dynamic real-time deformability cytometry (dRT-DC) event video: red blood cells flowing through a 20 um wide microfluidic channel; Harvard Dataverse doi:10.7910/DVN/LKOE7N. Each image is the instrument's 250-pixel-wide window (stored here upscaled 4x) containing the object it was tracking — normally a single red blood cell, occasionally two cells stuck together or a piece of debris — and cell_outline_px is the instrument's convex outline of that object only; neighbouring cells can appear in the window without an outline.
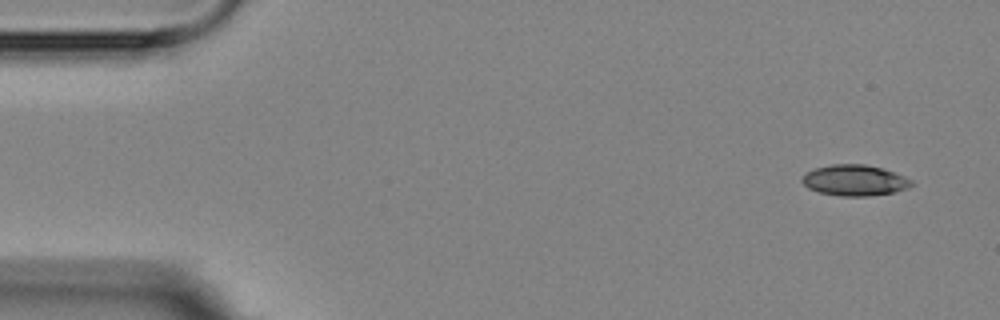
{"species": "Egyptian fruit bat (a non-hibernating species)", "species_latin": "Rousettus aegyptiacus", "temperature_condition": "room temperature", "stored_images_in_passage": 8, "camera_frame_rate_fps": 3000, "um_per_image_px": 0.085, "animal": {"sex": "female"}, "frame": {"image": 1, "passage_image": 1, "time_ms": 0.0, "image_size_px": [1000, 320], "cell_outline_px": [[916, 184], [908, 188], [896, 192], [868, 196], [840, 196], [820, 192], [808, 188], [800, 180], [804, 172], [816, 168], [832, 164], [864, 164], [884, 168], [904, 176], [912, 180]], "centroid_in_image_um": [72.67, 15.32], "position_along_channel_um": 12.3, "area_um2": 19.94}}
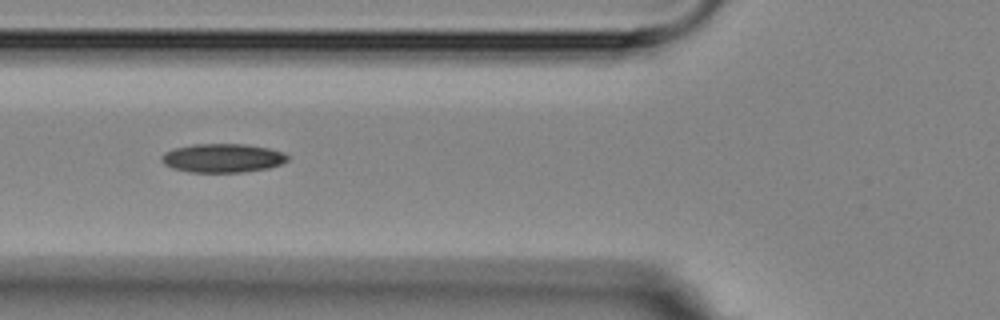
{"frame": {"image": 2, "passage_image": 6, "time_ms": 5.667, "image_size_px": [1000, 320], "cell_outline_px": [[288, 160], [280, 164], [268, 168], [244, 172], [188, 172], [172, 168], [164, 164], [160, 160], [160, 156], [164, 152], [176, 148], [196, 144], [244, 144], [268, 148], [284, 152], [288, 156]], "centroid_in_image_um": [18.9, 13.44], "position_along_channel_um": 106.9, "area_um2": 21.15}}
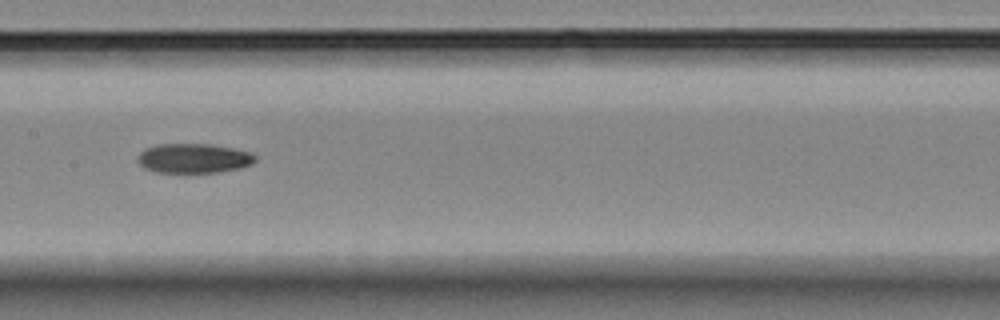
{"frame": {"image": 3, "passage_image": 8, "time_ms": 8.0, "image_size_px": [1000, 320], "cell_outline_px": [[256, 160], [252, 164], [240, 168], [220, 172], [156, 172], [144, 168], [136, 160], [136, 156], [144, 148], [156, 144], [212, 144], [252, 152], [256, 156]], "centroid_in_image_um": [16.45, 13.45], "position_along_channel_um": 191.0, "area_um2": 20.46}}